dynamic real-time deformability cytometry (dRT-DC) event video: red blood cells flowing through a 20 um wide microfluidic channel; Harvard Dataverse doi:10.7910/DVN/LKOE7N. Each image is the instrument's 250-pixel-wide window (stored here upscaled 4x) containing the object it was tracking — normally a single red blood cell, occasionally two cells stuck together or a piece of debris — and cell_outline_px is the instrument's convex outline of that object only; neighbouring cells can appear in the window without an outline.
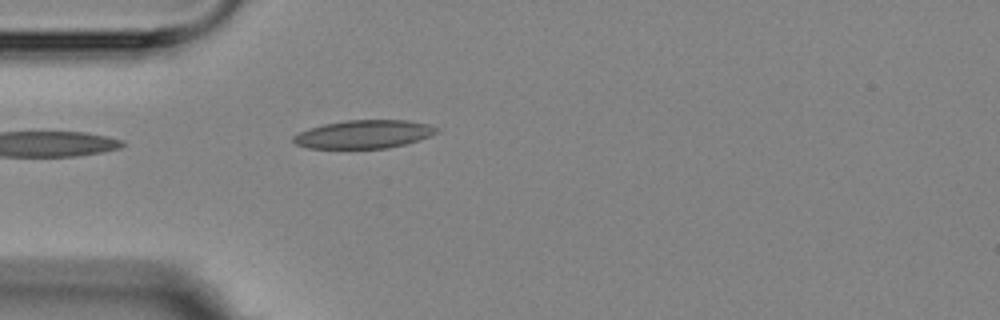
{"species": "Egyptian fruit bat (a non-hibernating species)", "species_latin": "Rousettus aegyptiacus", "temperature_condition": "room temperature", "stored_images_in_passage": 1, "camera_frame_rate_fps": 3000, "um_per_image_px": 0.085, "animal": {"sex": "female"}, "frame": {"image": 1, "passage_image": 1, "time_ms": 0.0, "image_size_px": [1000, 320], "cell_outline_px": [[440, 128], [436, 132], [428, 136], [404, 144], [388, 148], [308, 148], [296, 144], [292, 140], [292, 136], [308, 128], [324, 124], [344, 120], [408, 120], [428, 124]], "centroid_in_image_um": [30.89, 11.4], "position_along_channel_um": 54.1, "area_um2": 23.47}}